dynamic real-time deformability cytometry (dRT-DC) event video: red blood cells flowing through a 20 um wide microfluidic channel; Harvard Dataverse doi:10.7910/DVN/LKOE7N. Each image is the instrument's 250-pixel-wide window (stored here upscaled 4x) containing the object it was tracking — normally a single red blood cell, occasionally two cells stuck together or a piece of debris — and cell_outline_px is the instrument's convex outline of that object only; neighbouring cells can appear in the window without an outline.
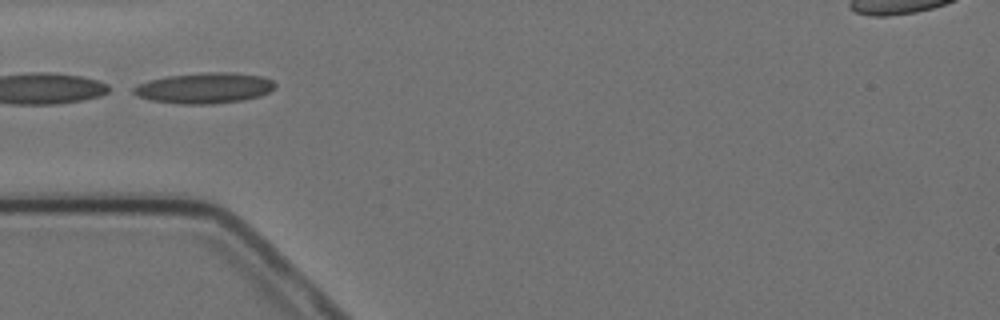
{"species": "Egyptian fruit bat (a non-hibernating species)", "species_latin": "Rousettus aegyptiacus", "temperature_condition": "cold", "stored_images_in_passage": 4, "camera_frame_rate_fps": 3000, "um_per_image_px": 0.085, "animal": {"sex": "female"}, "frame": {"image": 1, "passage_image": 3, "time_ms": 2.333, "image_size_px": [1000, 320], "cell_outline_px": [[276, 88], [260, 96], [244, 100], [212, 104], [180, 104], [152, 100], [136, 96], [128, 88], [136, 84], [148, 80], [168, 76], [204, 72], [228, 72], [260, 76], [272, 80], [276, 84]], "centroid_in_image_um": [17.33, 7.48], "position_along_channel_um": 67.7, "area_um2": 25.55}}
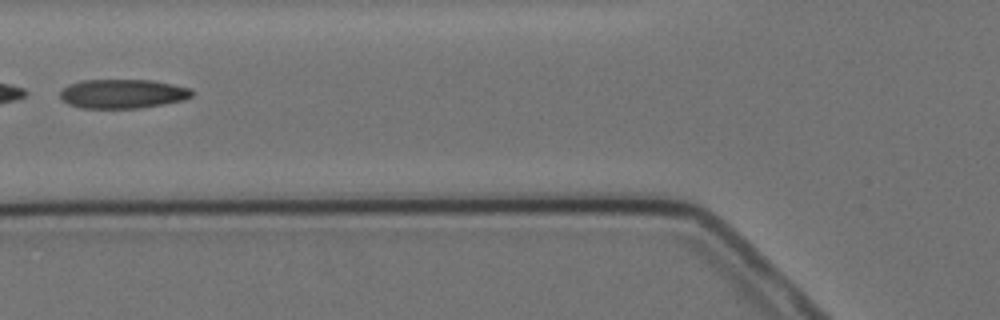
{"frame": {"image": 2, "passage_image": 4, "time_ms": 3.667, "image_size_px": [1000, 320], "cell_outline_px": [[192, 96], [184, 100], [164, 104], [136, 108], [80, 108], [68, 104], [60, 96], [60, 92], [68, 84], [80, 80], [152, 80], [172, 84], [188, 88], [192, 92]], "centroid_in_image_um": [10.4, 7.97], "position_along_channel_um": 115.4, "area_um2": 22.31}}